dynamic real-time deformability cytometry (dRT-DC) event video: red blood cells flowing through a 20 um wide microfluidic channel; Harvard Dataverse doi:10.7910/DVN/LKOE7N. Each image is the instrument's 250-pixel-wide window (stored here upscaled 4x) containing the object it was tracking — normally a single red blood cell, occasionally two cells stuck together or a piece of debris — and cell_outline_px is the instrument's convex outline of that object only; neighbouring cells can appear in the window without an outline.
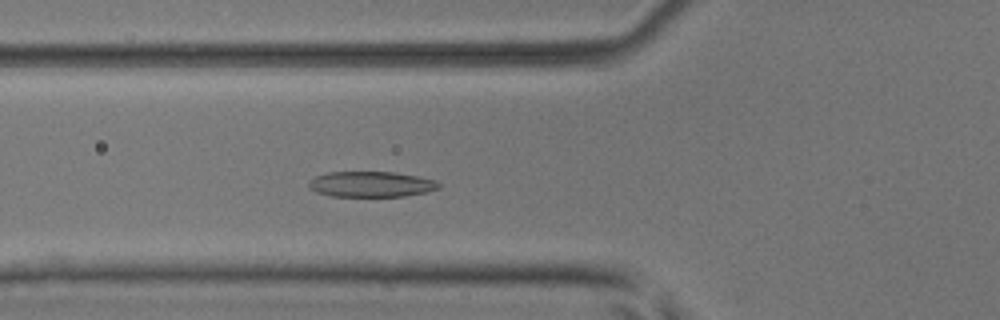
{"species": "common noctule bat (a hibernating species)", "species_latin": "Nyctalus noctula", "temperature_condition": "room temperature", "stored_images_in_passage": 49, "camera_frame_rate_fps": 3000, "um_per_image_px": 0.085, "animal": {"sex": "male", "body_mass_g": 17.9, "forearm_length_mm": 54.2}, "frame": {"image": 1, "passage_image": 17, "time_ms": 5.333, "image_size_px": [1000, 320], "cell_outline_px": [[440, 188], [428, 192], [404, 196], [332, 196], [316, 192], [308, 188], [308, 180], [316, 176], [328, 172], [392, 172], [416, 176], [436, 180], [440, 184]], "centroid_in_image_um": [31.53, 15.66], "position_along_channel_um": 94.3, "area_um2": 19.42}}
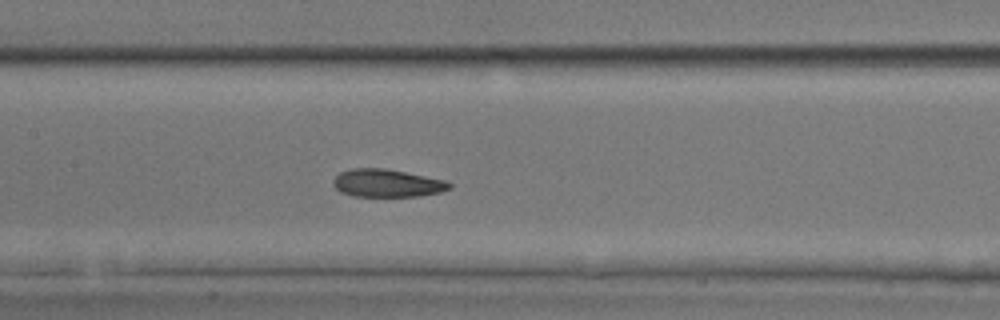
{"frame": {"image": 2, "passage_image": 23, "time_ms": 7.333, "image_size_px": [1000, 320], "cell_outline_px": [[452, 188], [440, 192], [416, 196], [352, 196], [340, 192], [332, 184], [332, 180], [340, 172], [352, 168], [384, 168], [444, 180], [452, 184]], "centroid_in_image_um": [32.86, 15.57], "position_along_channel_um": 174.5, "area_um2": 18.73}}
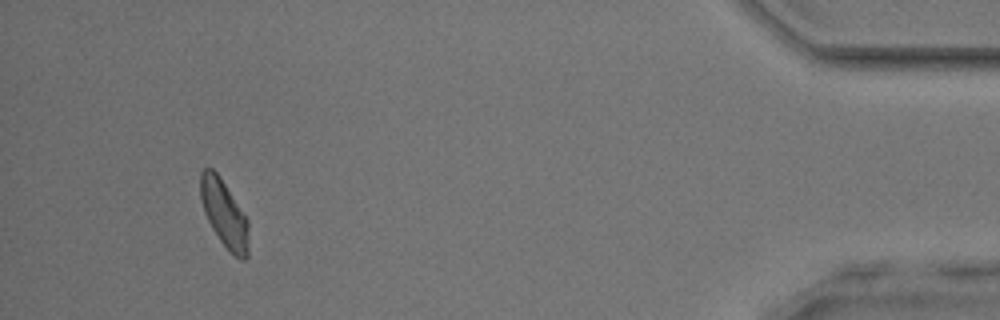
{"frame": {"image": 3, "passage_image": 46, "time_ms": 15.0, "image_size_px": [1000, 320], "cell_outline_px": [[248, 256], [244, 260], [240, 260], [228, 252], [212, 228], [204, 212], [200, 200], [200, 172], [204, 168], [212, 168], [216, 172], [248, 220]], "centroid_in_image_um": [19.05, 18.2], "position_along_channel_um": 416.2, "area_um2": 18.73}, "authors_computed_cell_mechanics": {"area_um2": 19.074, "velocity_mm_per_s": 4.0192, "shape_relaxation_time_tau1_ms": 3.4501, "shape_relaxation_time_tau2_ms": 2.8445, "deformation_change_tau1": 0.1312, "deformation_change_tau2": 0.1039}}